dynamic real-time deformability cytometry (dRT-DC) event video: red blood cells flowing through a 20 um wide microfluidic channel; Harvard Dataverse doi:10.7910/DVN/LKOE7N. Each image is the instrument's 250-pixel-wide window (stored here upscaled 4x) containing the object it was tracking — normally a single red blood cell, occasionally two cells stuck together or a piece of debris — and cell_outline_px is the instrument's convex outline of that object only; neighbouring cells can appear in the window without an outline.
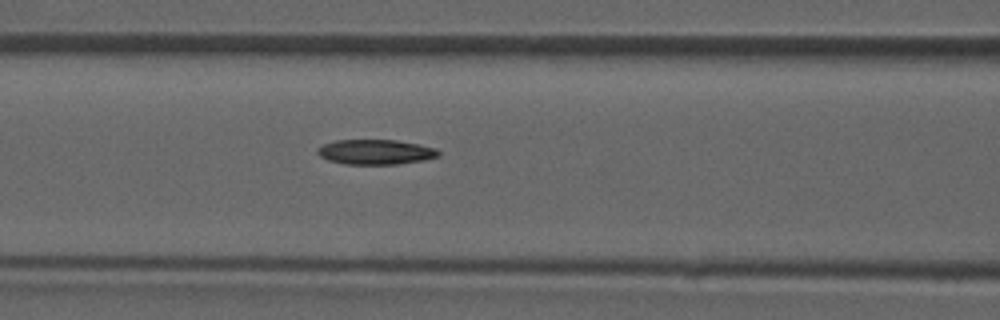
{"species": "common noctule bat (a hibernating species)", "species_latin": "Nyctalus noctula", "temperature_condition": "room temperature", "stored_images_in_passage": 46, "camera_frame_rate_fps": 3000, "um_per_image_px": 0.085, "animal": {"sex": "male", "forearm_length_mm": 52.5}, "frame": {"image": 1, "passage_image": 20, "time_ms": 6.333, "image_size_px": [1000, 320], "cell_outline_px": [[440, 156], [424, 160], [396, 164], [344, 164], [328, 160], [320, 156], [316, 152], [316, 148], [324, 144], [336, 140], [396, 140], [420, 144], [436, 148], [440, 152]], "centroid_in_image_um": [31.93, 12.91], "position_along_channel_um": 134.7, "area_um2": 17.69}}